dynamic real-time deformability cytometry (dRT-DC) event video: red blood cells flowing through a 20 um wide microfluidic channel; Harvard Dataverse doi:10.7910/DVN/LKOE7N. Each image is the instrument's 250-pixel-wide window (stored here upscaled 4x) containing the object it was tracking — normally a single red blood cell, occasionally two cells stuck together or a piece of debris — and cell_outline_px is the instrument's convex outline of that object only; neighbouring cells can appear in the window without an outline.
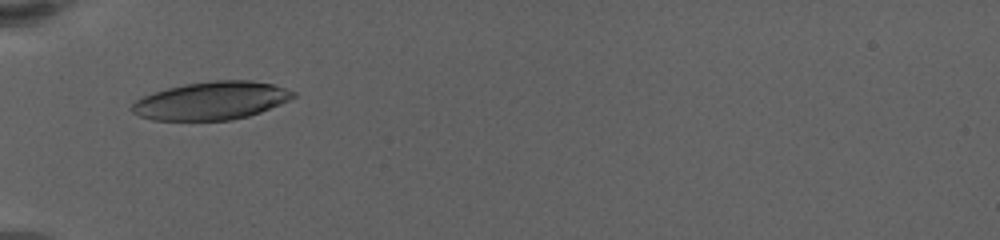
{"species": "human", "species_latin": "Homo sapiens", "temperature_condition": "warm", "stored_images_in_passage": 69, "camera_frame_rate_fps": 3000, "um_per_image_px": 0.085, "donor": {"sex": "female"}, "frame": {"image": 1, "passage_image": 1, "time_ms": 0.0, "image_size_px": [1000, 240], "cell_outline_px": [[296, 96], [280, 104], [260, 112], [248, 116], [232, 120], [152, 120], [140, 116], [132, 112], [132, 104], [136, 100], [152, 92], [184, 84], [212, 80], [252, 80], [272, 84], [296, 92]], "centroid_in_image_um": [17.96, 8.55], "position_along_channel_um": 67.0, "area_um2": 35.66}}
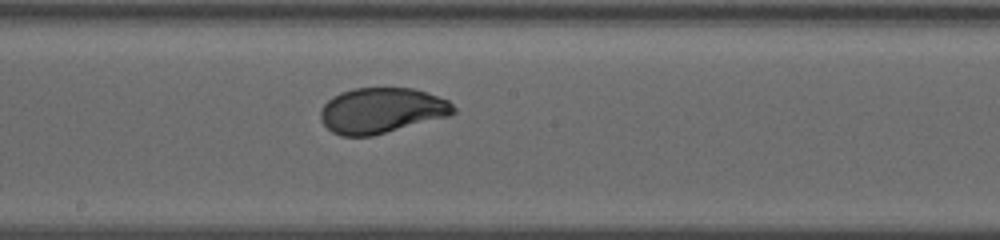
{"frame": {"image": 2, "passage_image": 23, "time_ms": 4.667, "image_size_px": [1000, 240], "cell_outline_px": [[456, 112], [452, 116], [372, 136], [340, 136], [332, 132], [320, 120], [320, 108], [332, 96], [340, 92], [352, 88], [412, 88], [428, 92], [448, 100], [456, 108]], "centroid_in_image_um": [32.45, 9.39], "position_along_channel_um": 215.7, "area_um2": 35.72}}
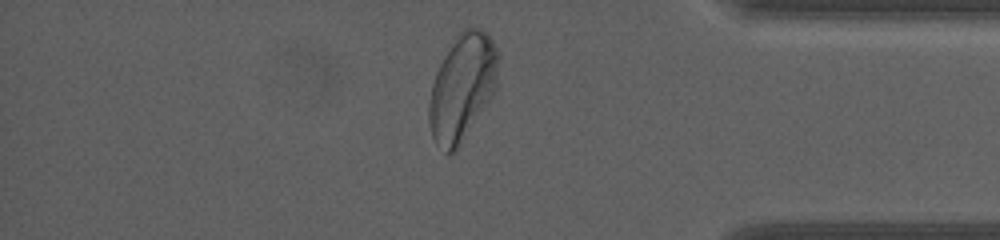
{"frame": {"image": 3, "passage_image": 59, "time_ms": 10.667, "image_size_px": [1000, 240], "cell_outline_px": [[496, 88], [492, 96], [456, 152], [444, 152], [436, 144], [432, 136], [428, 120], [428, 104], [432, 84], [436, 72], [444, 56], [460, 32], [464, 28], [480, 28], [492, 40], [496, 48]], "centroid_in_image_um": [39.26, 7.48], "position_along_channel_um": 395.9, "area_um2": 42.31}, "authors_computed_cell_mechanics": {"area_um2": 36.0672, "velocity_mm_per_s": 3.2988, "shape_relaxation_time_tau1_ms": 3.6691, "shape_relaxation_time_tau2_ms": null, "deformation_change_tau1": 0.1571, "deformation_change_tau2": null}}